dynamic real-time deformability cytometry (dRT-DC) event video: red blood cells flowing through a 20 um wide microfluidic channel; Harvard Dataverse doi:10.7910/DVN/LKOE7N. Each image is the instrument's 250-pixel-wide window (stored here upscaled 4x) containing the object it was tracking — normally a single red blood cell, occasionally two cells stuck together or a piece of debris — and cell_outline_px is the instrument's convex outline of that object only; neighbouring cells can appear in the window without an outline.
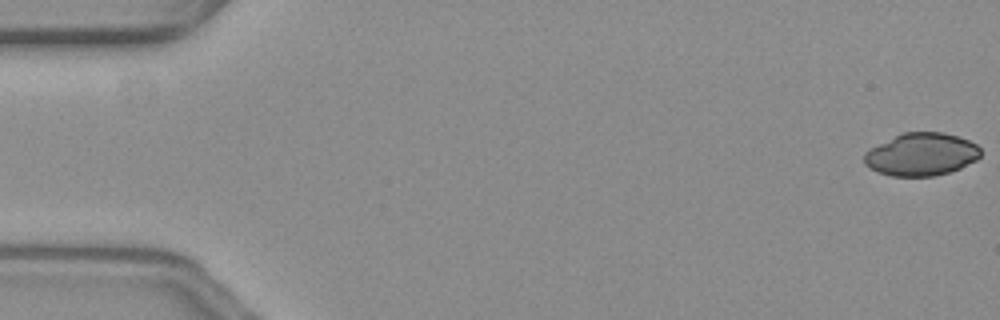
{"species": "common noctule bat (a hibernating species)", "species_latin": "Nyctalus noctula", "temperature_condition": "warm", "stored_images_in_passage": 55, "camera_frame_rate_fps": 3000, "um_per_image_px": 0.085, "animal": {"sex": "female", "body_mass_g": 19.3, "forearm_length_mm": 54.1}, "frame": {"image": 1, "passage_image": 1, "time_ms": 0.0, "image_size_px": [1000, 320], "cell_outline_px": [[980, 156], [976, 160], [960, 168], [936, 176], [892, 176], [880, 172], [864, 164], [864, 152], [904, 132], [944, 132], [968, 140], [976, 144], [980, 148]], "centroid_in_image_um": [78.34, 13.12], "position_along_channel_um": 6.7, "area_um2": 28.61}}